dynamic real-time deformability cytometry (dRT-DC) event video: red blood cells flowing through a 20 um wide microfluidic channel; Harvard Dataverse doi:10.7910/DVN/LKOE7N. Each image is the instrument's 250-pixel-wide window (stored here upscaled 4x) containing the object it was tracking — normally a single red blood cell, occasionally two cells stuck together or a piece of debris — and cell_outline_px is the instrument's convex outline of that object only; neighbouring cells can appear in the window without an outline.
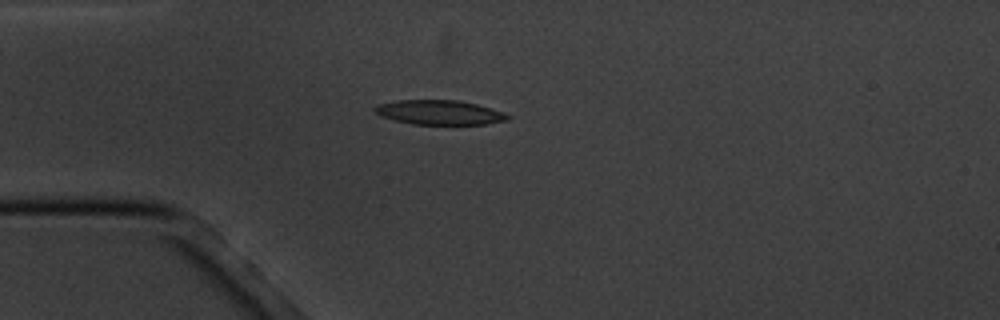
{"species": "common noctule bat (a hibernating species)", "species_latin": "Nyctalus noctula", "temperature_condition": "cold", "stored_images_in_passage": 8, "camera_frame_rate_fps": 3000, "um_per_image_px": 0.085, "animal": {"sex": "male", "body_mass_g": 20.1, "forearm_length_mm": 53.5}, "frame": {"image": 1, "passage_image": 4, "time_ms": 4.667, "image_size_px": [1000, 320], "cell_outline_px": [[512, 116], [508, 120], [484, 124], [412, 124], [380, 116], [372, 112], [372, 108], [376, 104], [400, 100], [460, 100], [476, 104], [504, 112]], "centroid_in_image_um": [37.32, 9.55], "position_along_channel_um": 47.7, "area_um2": 19.07}}
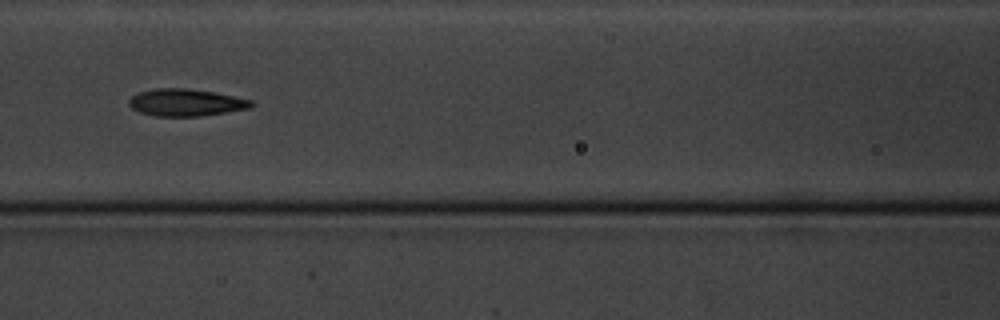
{"frame": {"image": 2, "passage_image": 7, "time_ms": 8.0, "image_size_px": [1000, 320], "cell_outline_px": [[256, 104], [252, 108], [228, 112], [200, 116], [156, 116], [140, 112], [132, 108], [128, 104], [128, 100], [132, 96], [140, 92], [156, 88], [188, 88], [212, 92], [252, 100]], "centroid_in_image_um": [15.82, 8.72], "position_along_channel_um": 150.8, "area_um2": 19.36}}
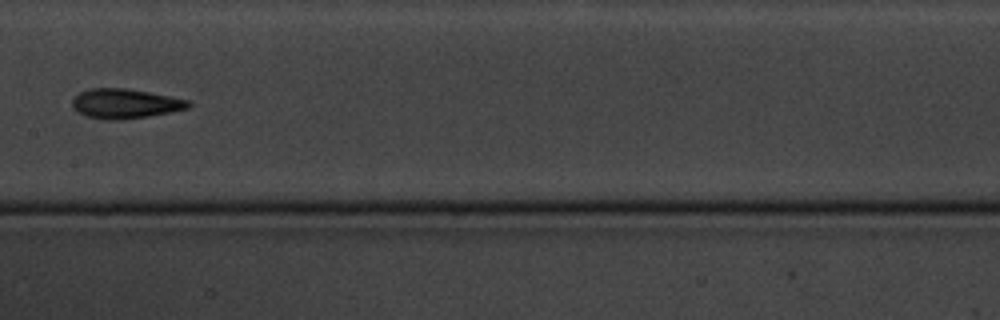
{"frame": {"image": 3, "passage_image": 8, "time_ms": 9.333, "image_size_px": [1000, 320], "cell_outline_px": [[192, 104], [188, 108], [172, 112], [124, 120], [108, 120], [88, 116], [80, 112], [72, 104], [72, 100], [80, 92], [88, 88], [128, 88], [188, 100]], "centroid_in_image_um": [10.66, 8.8], "position_along_channel_um": 196.7, "area_um2": 19.88}}